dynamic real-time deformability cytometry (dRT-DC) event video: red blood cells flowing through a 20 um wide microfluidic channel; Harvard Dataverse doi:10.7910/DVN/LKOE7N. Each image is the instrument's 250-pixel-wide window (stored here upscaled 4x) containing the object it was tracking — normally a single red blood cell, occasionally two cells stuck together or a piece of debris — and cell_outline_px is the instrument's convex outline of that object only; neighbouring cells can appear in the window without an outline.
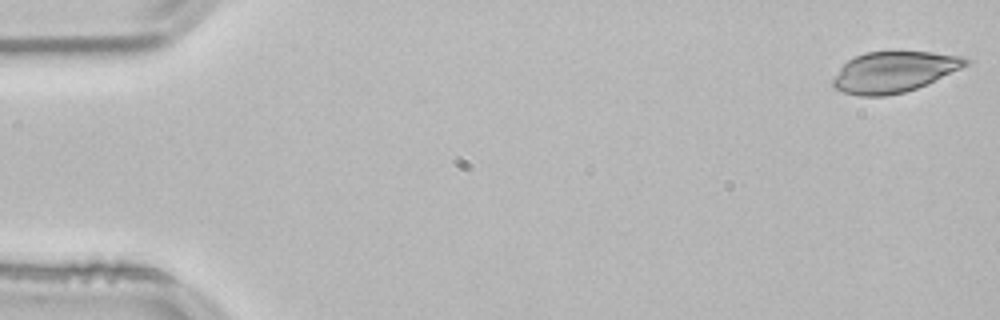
{"species": "common noctule bat (a hibernating species)", "species_latin": "Nyctalus noctula", "temperature_condition": "room temperature", "stored_images_in_passage": 52, "camera_frame_rate_fps": 3000, "um_per_image_px": 0.085, "animal": {"sex": "male", "body_mass_g": 21.5, "forearm_length_mm": 52.0}, "frame": {"image": 1, "passage_image": 1, "time_ms": 0.0, "image_size_px": [1000, 320], "cell_outline_px": [[972, 60], [968, 64], [960, 68], [916, 88], [904, 92], [884, 96], [860, 96], [844, 92], [836, 88], [832, 84], [832, 80], [840, 68], [848, 60], [864, 52], [932, 52], [964, 56]], "centroid_in_image_um": [75.98, 6.1], "position_along_channel_um": 9.0, "area_um2": 31.15}}
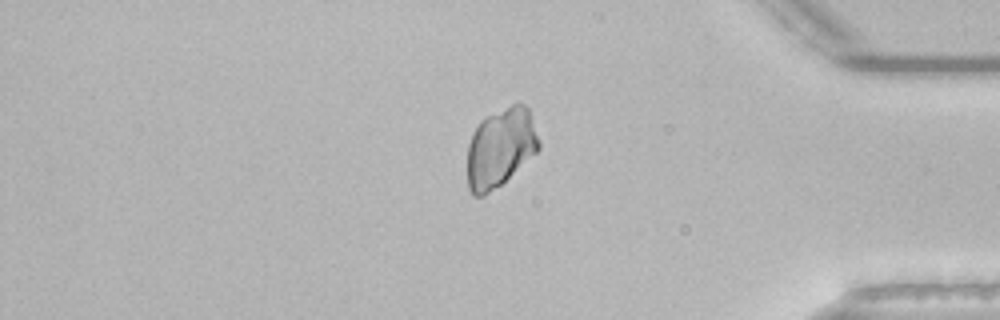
{"frame": {"image": 2, "passage_image": 44, "time_ms": 14.333, "image_size_px": [1000, 320], "cell_outline_px": [[540, 148], [536, 152], [500, 184], [488, 192], [480, 196], [472, 196], [468, 188], [468, 144], [472, 132], [480, 120], [516, 100], [520, 100], [528, 108], [540, 140]], "centroid_in_image_um": [42.53, 12.48], "position_along_channel_um": 392.7, "area_um2": 32.89}}